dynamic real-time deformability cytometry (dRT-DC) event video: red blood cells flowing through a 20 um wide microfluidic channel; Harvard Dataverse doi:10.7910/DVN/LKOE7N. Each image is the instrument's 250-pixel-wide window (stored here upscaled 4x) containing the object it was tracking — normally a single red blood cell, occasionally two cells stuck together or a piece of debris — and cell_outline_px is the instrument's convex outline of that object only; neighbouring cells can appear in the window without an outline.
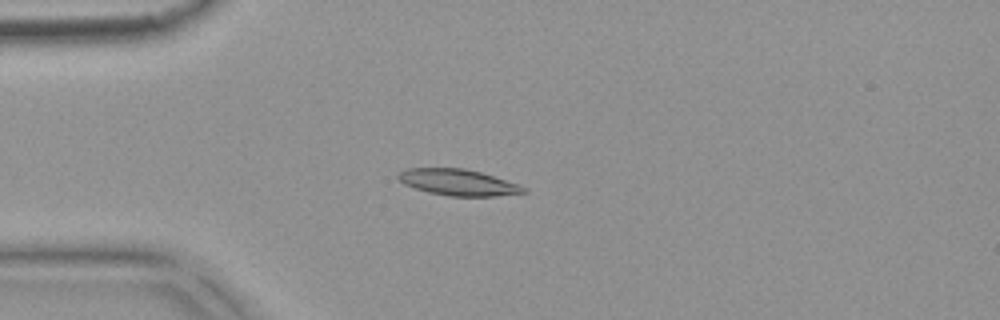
{"species": "common noctule bat (a hibernating species)", "species_latin": "Nyctalus noctula", "temperature_condition": "warm", "stored_images_in_passage": 55, "camera_frame_rate_fps": 3000, "um_per_image_px": 0.085, "animal": {"sex": "female", "body_mass_g": 18.4}, "frame": {"image": 1, "passage_image": 15, "time_ms": 4.667, "image_size_px": [1000, 320], "cell_outline_px": [[528, 192], [496, 196], [448, 196], [428, 192], [404, 184], [396, 176], [400, 172], [408, 168], [464, 168], [480, 172], [520, 184], [528, 188]], "centroid_in_image_um": [38.98, 15.5], "position_along_channel_um": 46.0, "area_um2": 19.19}}
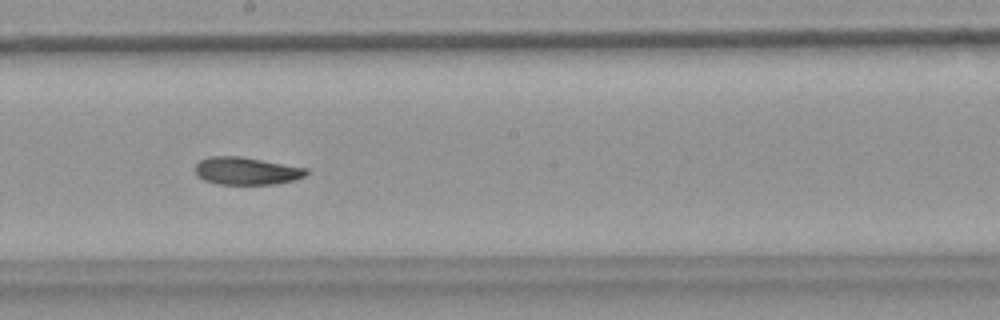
{"frame": {"image": 2, "passage_image": 31, "time_ms": 10.0, "image_size_px": [1000, 320], "cell_outline_px": [[308, 172], [304, 176], [296, 180], [276, 184], [216, 184], [204, 180], [196, 176], [192, 168], [200, 160], [208, 156], [240, 156], [308, 168]], "centroid_in_image_um": [20.9, 14.53], "position_along_channel_um": 227.3, "area_um2": 18.15}}
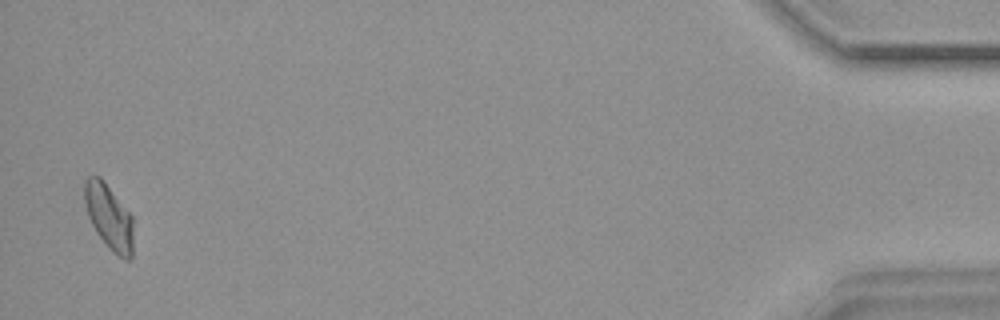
{"frame": {"image": 3, "passage_image": 54, "time_ms": 17.667, "image_size_px": [1000, 320], "cell_outline_px": [[132, 256], [128, 260], [124, 260], [112, 252], [108, 248], [96, 232], [88, 216], [84, 204], [84, 180], [88, 176], [100, 176], [132, 216]], "centroid_in_image_um": [9.24, 18.44], "position_along_channel_um": 426.0, "area_um2": 18.5}, "authors_computed_cell_mechanics": {"area_um2": 18.6116, "velocity_mm_per_s": 3.7321, "shape_relaxation_time_tau1_ms": 6.5715, "shape_relaxation_time_tau2_ms": 5.7963, "deformation_change_tau1": 0.1611, "deformation_change_tau2": 0.1069}}